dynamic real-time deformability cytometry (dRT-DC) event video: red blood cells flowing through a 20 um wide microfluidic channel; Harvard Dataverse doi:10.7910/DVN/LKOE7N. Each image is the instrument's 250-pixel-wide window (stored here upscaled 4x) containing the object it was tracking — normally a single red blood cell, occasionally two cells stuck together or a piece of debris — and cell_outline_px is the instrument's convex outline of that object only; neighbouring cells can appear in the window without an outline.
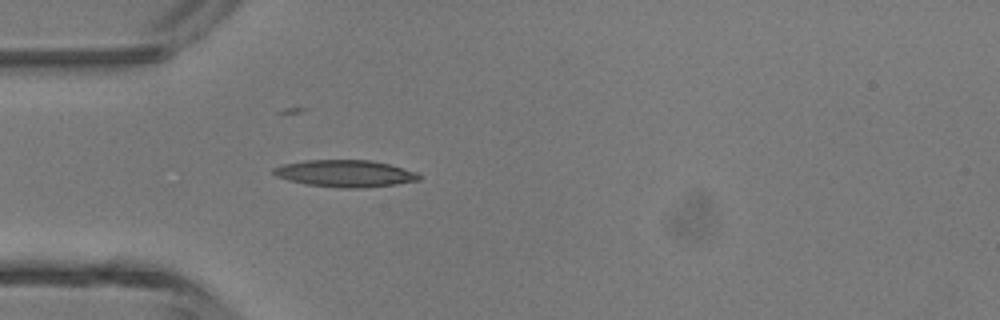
{"species": "common noctule bat (a hibernating species)", "species_latin": "Nyctalus noctula", "temperature_condition": "room temperature", "stored_images_in_passage": 3, "camera_frame_rate_fps": 3000, "um_per_image_px": 0.085, "animal": {"sex": "male", "body_mass_g": 13.3}, "frame": {"image": 1, "passage_image": 3, "time_ms": 0.667, "image_size_px": [1000, 320], "cell_outline_px": [[420, 180], [396, 184], [360, 188], [340, 188], [304, 184], [288, 180], [276, 176], [272, 172], [272, 168], [284, 164], [304, 160], [372, 160], [388, 164], [416, 172], [420, 176]], "centroid_in_image_um": [29.3, 14.75], "position_along_channel_um": 55.7, "area_um2": 22.83}}